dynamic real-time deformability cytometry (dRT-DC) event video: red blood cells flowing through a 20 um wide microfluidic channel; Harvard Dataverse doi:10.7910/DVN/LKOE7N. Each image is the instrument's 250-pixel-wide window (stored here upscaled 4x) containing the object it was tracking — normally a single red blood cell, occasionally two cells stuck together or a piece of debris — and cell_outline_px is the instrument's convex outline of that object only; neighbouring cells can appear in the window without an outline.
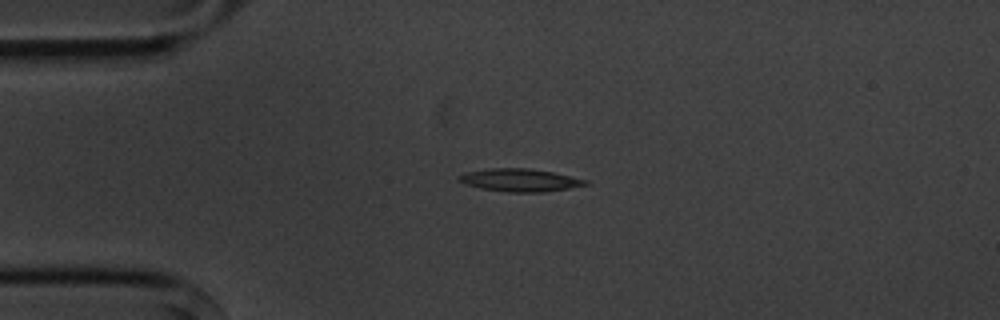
{"species": "common noctule bat (a hibernating species)", "species_latin": "Nyctalus noctula", "temperature_condition": "cold", "stored_images_in_passage": 5, "camera_frame_rate_fps": 3000, "um_per_image_px": 0.085, "animal": {"sex": "male", "body_mass_g": 20.1, "forearm_length_mm": 53.5}, "frame": {"image": 1, "passage_image": 2, "time_ms": 1.0, "image_size_px": [1000, 320], "cell_outline_px": [[592, 184], [544, 192], [508, 192], [480, 188], [464, 184], [456, 180], [456, 176], [464, 172], [492, 168], [528, 168], [552, 172], [588, 180]], "centroid_in_image_um": [44.15, 15.31], "position_along_channel_um": 40.8, "area_um2": 16.94}}
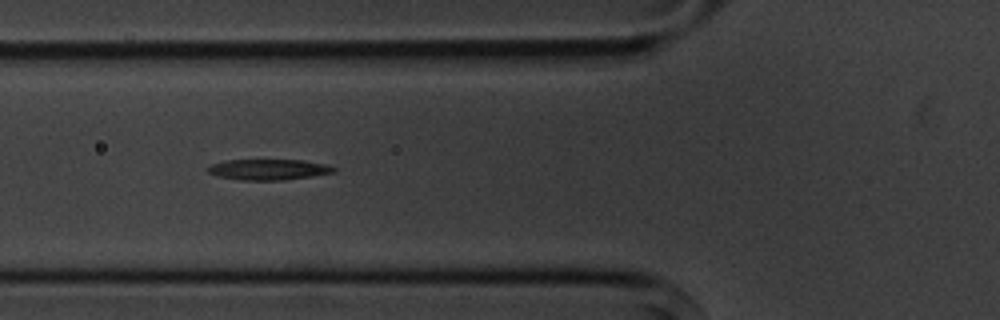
{"frame": {"image": 2, "passage_image": 4, "time_ms": 3.333, "image_size_px": [1000, 320], "cell_outline_px": [[336, 172], [312, 176], [284, 180], [240, 180], [220, 176], [208, 172], [208, 168], [212, 164], [224, 160], [304, 160], [324, 164], [336, 168]], "centroid_in_image_um": [22.85, 14.41], "position_along_channel_um": 102.9, "area_um2": 15.09}}
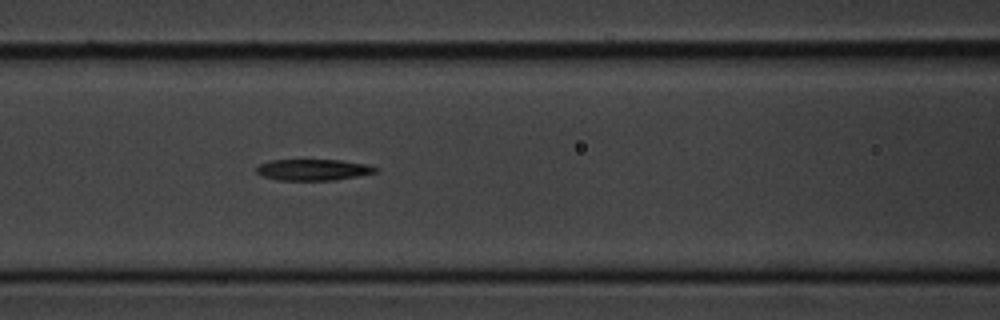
{"frame": {"image": 3, "passage_image": 5, "time_ms": 4.333, "image_size_px": [1000, 320], "cell_outline_px": [[376, 172], [356, 176], [332, 180], [276, 180], [264, 176], [256, 172], [256, 168], [260, 164], [272, 160], [340, 160], [364, 164], [376, 168]], "centroid_in_image_um": [26.56, 14.43], "position_along_channel_um": 140.0, "area_um2": 14.39}}